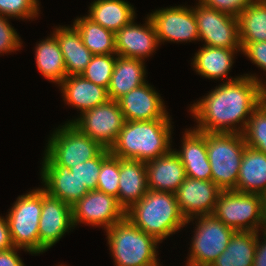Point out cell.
Instances as JSON below:
<instances>
[{
  "label": "cell",
  "instance_id": "f1b7e54d",
  "mask_svg": "<svg viewBox=\"0 0 266 266\" xmlns=\"http://www.w3.org/2000/svg\"><path fill=\"white\" fill-rule=\"evenodd\" d=\"M240 46L266 41V0H254L238 16Z\"/></svg>",
  "mask_w": 266,
  "mask_h": 266
},
{
  "label": "cell",
  "instance_id": "cb8c5ba5",
  "mask_svg": "<svg viewBox=\"0 0 266 266\" xmlns=\"http://www.w3.org/2000/svg\"><path fill=\"white\" fill-rule=\"evenodd\" d=\"M144 61L117 56L107 89L109 100L117 101L132 89L146 83Z\"/></svg>",
  "mask_w": 266,
  "mask_h": 266
},
{
  "label": "cell",
  "instance_id": "836d02e7",
  "mask_svg": "<svg viewBox=\"0 0 266 266\" xmlns=\"http://www.w3.org/2000/svg\"><path fill=\"white\" fill-rule=\"evenodd\" d=\"M107 195L118 198L119 193V157L111 153L102 161L98 175L97 189Z\"/></svg>",
  "mask_w": 266,
  "mask_h": 266
},
{
  "label": "cell",
  "instance_id": "8fae6325",
  "mask_svg": "<svg viewBox=\"0 0 266 266\" xmlns=\"http://www.w3.org/2000/svg\"><path fill=\"white\" fill-rule=\"evenodd\" d=\"M198 3L193 10L199 41L204 40V46L241 49L237 17Z\"/></svg>",
  "mask_w": 266,
  "mask_h": 266
},
{
  "label": "cell",
  "instance_id": "d590c367",
  "mask_svg": "<svg viewBox=\"0 0 266 266\" xmlns=\"http://www.w3.org/2000/svg\"><path fill=\"white\" fill-rule=\"evenodd\" d=\"M38 0H0V15L12 18L34 19L39 14Z\"/></svg>",
  "mask_w": 266,
  "mask_h": 266
},
{
  "label": "cell",
  "instance_id": "7a4b0ae2",
  "mask_svg": "<svg viewBox=\"0 0 266 266\" xmlns=\"http://www.w3.org/2000/svg\"><path fill=\"white\" fill-rule=\"evenodd\" d=\"M171 119L125 121L110 153L120 159L149 162L171 150Z\"/></svg>",
  "mask_w": 266,
  "mask_h": 266
},
{
  "label": "cell",
  "instance_id": "30bf717a",
  "mask_svg": "<svg viewBox=\"0 0 266 266\" xmlns=\"http://www.w3.org/2000/svg\"><path fill=\"white\" fill-rule=\"evenodd\" d=\"M68 123L98 142L104 149L110 150L124 126L125 118L118 101L108 100L84 111L79 118Z\"/></svg>",
  "mask_w": 266,
  "mask_h": 266
},
{
  "label": "cell",
  "instance_id": "ab89813d",
  "mask_svg": "<svg viewBox=\"0 0 266 266\" xmlns=\"http://www.w3.org/2000/svg\"><path fill=\"white\" fill-rule=\"evenodd\" d=\"M16 250L18 251L20 248L12 247L0 251V266H25Z\"/></svg>",
  "mask_w": 266,
  "mask_h": 266
},
{
  "label": "cell",
  "instance_id": "d6986e66",
  "mask_svg": "<svg viewBox=\"0 0 266 266\" xmlns=\"http://www.w3.org/2000/svg\"><path fill=\"white\" fill-rule=\"evenodd\" d=\"M182 149L174 150L179 156L186 176L199 180H211V165L207 152V133L196 129L185 130Z\"/></svg>",
  "mask_w": 266,
  "mask_h": 266
},
{
  "label": "cell",
  "instance_id": "7402d4cb",
  "mask_svg": "<svg viewBox=\"0 0 266 266\" xmlns=\"http://www.w3.org/2000/svg\"><path fill=\"white\" fill-rule=\"evenodd\" d=\"M66 104L84 111L102 105L109 100L107 89L94 84L82 75H69L59 84Z\"/></svg>",
  "mask_w": 266,
  "mask_h": 266
},
{
  "label": "cell",
  "instance_id": "8992f818",
  "mask_svg": "<svg viewBox=\"0 0 266 266\" xmlns=\"http://www.w3.org/2000/svg\"><path fill=\"white\" fill-rule=\"evenodd\" d=\"M61 127V128H60ZM47 143L42 165H62L69 169L97 157L104 148L71 123L60 126Z\"/></svg>",
  "mask_w": 266,
  "mask_h": 266
},
{
  "label": "cell",
  "instance_id": "5bb4252c",
  "mask_svg": "<svg viewBox=\"0 0 266 266\" xmlns=\"http://www.w3.org/2000/svg\"><path fill=\"white\" fill-rule=\"evenodd\" d=\"M72 228L74 229L72 206L49 195L42 188V212L39 220L40 253L50 249Z\"/></svg>",
  "mask_w": 266,
  "mask_h": 266
},
{
  "label": "cell",
  "instance_id": "2e32d148",
  "mask_svg": "<svg viewBox=\"0 0 266 266\" xmlns=\"http://www.w3.org/2000/svg\"><path fill=\"white\" fill-rule=\"evenodd\" d=\"M162 100L159 93L146 82L117 101L125 121L171 119Z\"/></svg>",
  "mask_w": 266,
  "mask_h": 266
},
{
  "label": "cell",
  "instance_id": "83f0119b",
  "mask_svg": "<svg viewBox=\"0 0 266 266\" xmlns=\"http://www.w3.org/2000/svg\"><path fill=\"white\" fill-rule=\"evenodd\" d=\"M257 231H235L211 266H253Z\"/></svg>",
  "mask_w": 266,
  "mask_h": 266
},
{
  "label": "cell",
  "instance_id": "4fadbf2b",
  "mask_svg": "<svg viewBox=\"0 0 266 266\" xmlns=\"http://www.w3.org/2000/svg\"><path fill=\"white\" fill-rule=\"evenodd\" d=\"M152 20L159 44L164 41H199L197 22L193 8L167 7L147 15Z\"/></svg>",
  "mask_w": 266,
  "mask_h": 266
},
{
  "label": "cell",
  "instance_id": "484cf974",
  "mask_svg": "<svg viewBox=\"0 0 266 266\" xmlns=\"http://www.w3.org/2000/svg\"><path fill=\"white\" fill-rule=\"evenodd\" d=\"M242 49H227L203 46L195 54L193 60L194 70L202 77L209 79L228 78L229 71L234 63V54Z\"/></svg>",
  "mask_w": 266,
  "mask_h": 266
},
{
  "label": "cell",
  "instance_id": "4316f807",
  "mask_svg": "<svg viewBox=\"0 0 266 266\" xmlns=\"http://www.w3.org/2000/svg\"><path fill=\"white\" fill-rule=\"evenodd\" d=\"M95 23L116 33L136 16L134 7L125 0H94L87 15Z\"/></svg>",
  "mask_w": 266,
  "mask_h": 266
},
{
  "label": "cell",
  "instance_id": "60d3db41",
  "mask_svg": "<svg viewBox=\"0 0 266 266\" xmlns=\"http://www.w3.org/2000/svg\"><path fill=\"white\" fill-rule=\"evenodd\" d=\"M14 247L6 218L0 216V251Z\"/></svg>",
  "mask_w": 266,
  "mask_h": 266
},
{
  "label": "cell",
  "instance_id": "7bdbcfd3",
  "mask_svg": "<svg viewBox=\"0 0 266 266\" xmlns=\"http://www.w3.org/2000/svg\"><path fill=\"white\" fill-rule=\"evenodd\" d=\"M262 206H261V219L259 230L263 228V233L266 234V193L261 195Z\"/></svg>",
  "mask_w": 266,
  "mask_h": 266
},
{
  "label": "cell",
  "instance_id": "9a60e30c",
  "mask_svg": "<svg viewBox=\"0 0 266 266\" xmlns=\"http://www.w3.org/2000/svg\"><path fill=\"white\" fill-rule=\"evenodd\" d=\"M222 190L212 181L186 177L176 191V200L186 220L211 215Z\"/></svg>",
  "mask_w": 266,
  "mask_h": 266
},
{
  "label": "cell",
  "instance_id": "d4e9b609",
  "mask_svg": "<svg viewBox=\"0 0 266 266\" xmlns=\"http://www.w3.org/2000/svg\"><path fill=\"white\" fill-rule=\"evenodd\" d=\"M235 191L257 195L266 193L265 153L245 147Z\"/></svg>",
  "mask_w": 266,
  "mask_h": 266
},
{
  "label": "cell",
  "instance_id": "e575fe53",
  "mask_svg": "<svg viewBox=\"0 0 266 266\" xmlns=\"http://www.w3.org/2000/svg\"><path fill=\"white\" fill-rule=\"evenodd\" d=\"M110 154L109 149H104L97 157L85 161L70 168V171L77 179L86 185L89 191L97 189L98 175L102 161Z\"/></svg>",
  "mask_w": 266,
  "mask_h": 266
},
{
  "label": "cell",
  "instance_id": "f35d334b",
  "mask_svg": "<svg viewBox=\"0 0 266 266\" xmlns=\"http://www.w3.org/2000/svg\"><path fill=\"white\" fill-rule=\"evenodd\" d=\"M242 52L252 63L266 71V41L249 43Z\"/></svg>",
  "mask_w": 266,
  "mask_h": 266
},
{
  "label": "cell",
  "instance_id": "ba28073f",
  "mask_svg": "<svg viewBox=\"0 0 266 266\" xmlns=\"http://www.w3.org/2000/svg\"><path fill=\"white\" fill-rule=\"evenodd\" d=\"M196 218L194 237L186 266H211L224 252L235 230L211 215H199L187 220L186 224Z\"/></svg>",
  "mask_w": 266,
  "mask_h": 266
},
{
  "label": "cell",
  "instance_id": "44dd1931",
  "mask_svg": "<svg viewBox=\"0 0 266 266\" xmlns=\"http://www.w3.org/2000/svg\"><path fill=\"white\" fill-rule=\"evenodd\" d=\"M148 192L146 163L119 158V193L117 201L127 211Z\"/></svg>",
  "mask_w": 266,
  "mask_h": 266
},
{
  "label": "cell",
  "instance_id": "7c38bea8",
  "mask_svg": "<svg viewBox=\"0 0 266 266\" xmlns=\"http://www.w3.org/2000/svg\"><path fill=\"white\" fill-rule=\"evenodd\" d=\"M125 217L117 198L98 190L89 191L72 206L74 227L79 223L101 226L104 230Z\"/></svg>",
  "mask_w": 266,
  "mask_h": 266
},
{
  "label": "cell",
  "instance_id": "b9f144b4",
  "mask_svg": "<svg viewBox=\"0 0 266 266\" xmlns=\"http://www.w3.org/2000/svg\"><path fill=\"white\" fill-rule=\"evenodd\" d=\"M258 235L257 232L253 266H266V234H263L264 241H261V243Z\"/></svg>",
  "mask_w": 266,
  "mask_h": 266
},
{
  "label": "cell",
  "instance_id": "6da1fadb",
  "mask_svg": "<svg viewBox=\"0 0 266 266\" xmlns=\"http://www.w3.org/2000/svg\"><path fill=\"white\" fill-rule=\"evenodd\" d=\"M263 98L264 84L254 74L228 79L190 106L198 123L195 129L206 133L242 134L252 111ZM237 123L241 128H237Z\"/></svg>",
  "mask_w": 266,
  "mask_h": 266
},
{
  "label": "cell",
  "instance_id": "52a82bcc",
  "mask_svg": "<svg viewBox=\"0 0 266 266\" xmlns=\"http://www.w3.org/2000/svg\"><path fill=\"white\" fill-rule=\"evenodd\" d=\"M42 212V188L18 196L6 216L14 247L40 254L39 220Z\"/></svg>",
  "mask_w": 266,
  "mask_h": 266
},
{
  "label": "cell",
  "instance_id": "e0dca14e",
  "mask_svg": "<svg viewBox=\"0 0 266 266\" xmlns=\"http://www.w3.org/2000/svg\"><path fill=\"white\" fill-rule=\"evenodd\" d=\"M146 20L140 26L133 19L115 33L117 55L145 61L155 52L159 45L155 27L149 16Z\"/></svg>",
  "mask_w": 266,
  "mask_h": 266
},
{
  "label": "cell",
  "instance_id": "1f68e13d",
  "mask_svg": "<svg viewBox=\"0 0 266 266\" xmlns=\"http://www.w3.org/2000/svg\"><path fill=\"white\" fill-rule=\"evenodd\" d=\"M246 145L266 154V99L252 111L242 133Z\"/></svg>",
  "mask_w": 266,
  "mask_h": 266
},
{
  "label": "cell",
  "instance_id": "4dcf8cb0",
  "mask_svg": "<svg viewBox=\"0 0 266 266\" xmlns=\"http://www.w3.org/2000/svg\"><path fill=\"white\" fill-rule=\"evenodd\" d=\"M83 44L93 55L116 54L115 33L95 23L88 16L78 17L73 22Z\"/></svg>",
  "mask_w": 266,
  "mask_h": 266
},
{
  "label": "cell",
  "instance_id": "ffe728a7",
  "mask_svg": "<svg viewBox=\"0 0 266 266\" xmlns=\"http://www.w3.org/2000/svg\"><path fill=\"white\" fill-rule=\"evenodd\" d=\"M41 179L43 189L51 196L73 206L89 190L68 167L62 165H42Z\"/></svg>",
  "mask_w": 266,
  "mask_h": 266
},
{
  "label": "cell",
  "instance_id": "603a6c76",
  "mask_svg": "<svg viewBox=\"0 0 266 266\" xmlns=\"http://www.w3.org/2000/svg\"><path fill=\"white\" fill-rule=\"evenodd\" d=\"M72 26H59L53 32L63 55L67 76L81 75L93 57L91 51L83 44L77 28Z\"/></svg>",
  "mask_w": 266,
  "mask_h": 266
},
{
  "label": "cell",
  "instance_id": "f546056e",
  "mask_svg": "<svg viewBox=\"0 0 266 266\" xmlns=\"http://www.w3.org/2000/svg\"><path fill=\"white\" fill-rule=\"evenodd\" d=\"M39 42L35 49L38 70L43 77L59 85L67 76L59 43L53 34Z\"/></svg>",
  "mask_w": 266,
  "mask_h": 266
},
{
  "label": "cell",
  "instance_id": "277c9868",
  "mask_svg": "<svg viewBox=\"0 0 266 266\" xmlns=\"http://www.w3.org/2000/svg\"><path fill=\"white\" fill-rule=\"evenodd\" d=\"M109 250L116 266H157L159 242L136 227L127 217L106 230Z\"/></svg>",
  "mask_w": 266,
  "mask_h": 266
},
{
  "label": "cell",
  "instance_id": "ac0fdd59",
  "mask_svg": "<svg viewBox=\"0 0 266 266\" xmlns=\"http://www.w3.org/2000/svg\"><path fill=\"white\" fill-rule=\"evenodd\" d=\"M146 172L148 190L174 194L187 177L185 168L173 149L146 162Z\"/></svg>",
  "mask_w": 266,
  "mask_h": 266
},
{
  "label": "cell",
  "instance_id": "3957f363",
  "mask_svg": "<svg viewBox=\"0 0 266 266\" xmlns=\"http://www.w3.org/2000/svg\"><path fill=\"white\" fill-rule=\"evenodd\" d=\"M125 217L159 242L180 230L187 222L174 193L152 190H148L140 201L125 211Z\"/></svg>",
  "mask_w": 266,
  "mask_h": 266
},
{
  "label": "cell",
  "instance_id": "9c48e42d",
  "mask_svg": "<svg viewBox=\"0 0 266 266\" xmlns=\"http://www.w3.org/2000/svg\"><path fill=\"white\" fill-rule=\"evenodd\" d=\"M261 195L222 190L212 215L235 231L259 232Z\"/></svg>",
  "mask_w": 266,
  "mask_h": 266
},
{
  "label": "cell",
  "instance_id": "d6a6232c",
  "mask_svg": "<svg viewBox=\"0 0 266 266\" xmlns=\"http://www.w3.org/2000/svg\"><path fill=\"white\" fill-rule=\"evenodd\" d=\"M117 56V54L93 55L81 75L94 84L108 89Z\"/></svg>",
  "mask_w": 266,
  "mask_h": 266
},
{
  "label": "cell",
  "instance_id": "ee69618b",
  "mask_svg": "<svg viewBox=\"0 0 266 266\" xmlns=\"http://www.w3.org/2000/svg\"><path fill=\"white\" fill-rule=\"evenodd\" d=\"M264 98L266 99V83L264 85Z\"/></svg>",
  "mask_w": 266,
  "mask_h": 266
},
{
  "label": "cell",
  "instance_id": "74e56055",
  "mask_svg": "<svg viewBox=\"0 0 266 266\" xmlns=\"http://www.w3.org/2000/svg\"><path fill=\"white\" fill-rule=\"evenodd\" d=\"M254 0H199V2L207 7L238 16L243 12L249 4Z\"/></svg>",
  "mask_w": 266,
  "mask_h": 266
},
{
  "label": "cell",
  "instance_id": "8d00e7d4",
  "mask_svg": "<svg viewBox=\"0 0 266 266\" xmlns=\"http://www.w3.org/2000/svg\"><path fill=\"white\" fill-rule=\"evenodd\" d=\"M9 17L0 15V53H10L22 46L16 30L9 24Z\"/></svg>",
  "mask_w": 266,
  "mask_h": 266
},
{
  "label": "cell",
  "instance_id": "5b68a950",
  "mask_svg": "<svg viewBox=\"0 0 266 266\" xmlns=\"http://www.w3.org/2000/svg\"><path fill=\"white\" fill-rule=\"evenodd\" d=\"M240 133H207L211 180L221 190H235L246 147Z\"/></svg>",
  "mask_w": 266,
  "mask_h": 266
}]
</instances>
